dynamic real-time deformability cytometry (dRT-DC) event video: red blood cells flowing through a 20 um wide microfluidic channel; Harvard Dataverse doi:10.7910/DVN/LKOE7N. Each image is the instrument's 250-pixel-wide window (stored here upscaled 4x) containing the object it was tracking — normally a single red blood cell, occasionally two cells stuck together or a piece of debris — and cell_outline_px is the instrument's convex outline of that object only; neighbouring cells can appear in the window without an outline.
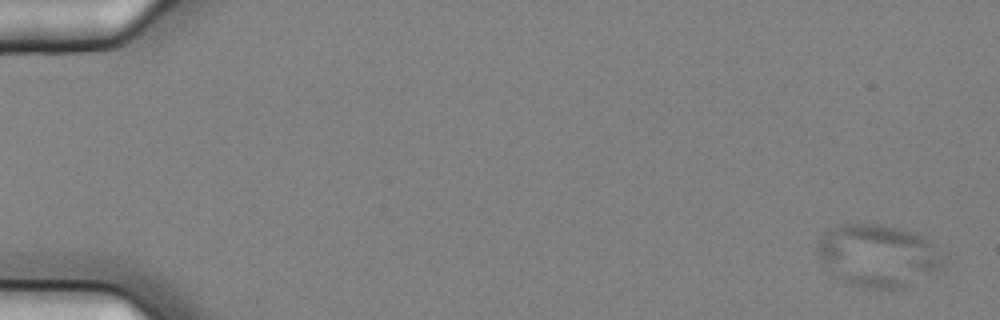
{"species": "common noctule bat (a hibernating species)", "species_latin": "Nyctalus noctula", "temperature_condition": "cold", "stored_images_in_passage": 10, "camera_frame_rate_fps": 3000, "um_per_image_px": 0.085, "animal": {"sex": "female", "body_mass_g": 25.1}, "frame": {"image": 1, "passage_image": 1, "time_ms": 0.0, "image_size_px": [1000, 320], "cell_outline_px": [[944, 268], [904, 288], [864, 288], [848, 284], [828, 272], [816, 256], [816, 244], [824, 232], [828, 228], [836, 224], [880, 224], [900, 228], [916, 232], [924, 236], [944, 256]], "centroid_in_image_um": [74.59, 21.72], "position_along_channel_um": 10.4, "area_um2": 46.7}}
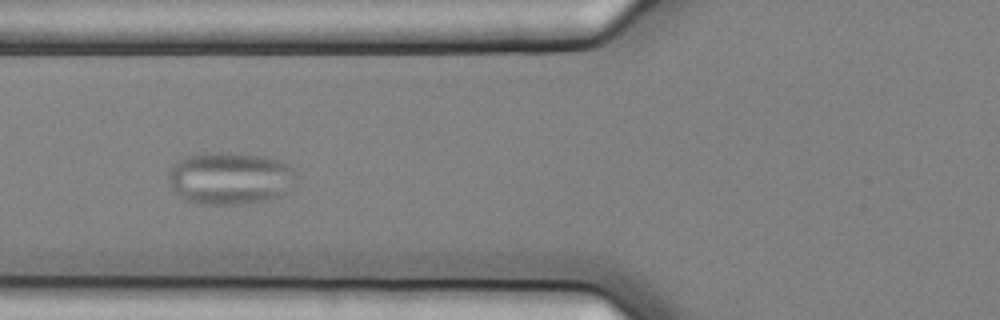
{"frame": {"image": 2, "passage_image": 7, "time_ms": 2.0, "image_size_px": [1000, 320], "cell_outline_px": [[300, 176], [296, 184], [280, 196], [268, 200], [244, 204], [200, 204], [184, 200], [172, 188], [168, 180], [168, 172], [176, 160], [188, 156], [204, 152], [228, 152], [264, 156], [280, 160], [288, 164]], "centroid_in_image_um": [19.59, 15.14], "position_along_channel_um": 106.2, "area_um2": 39.82}}